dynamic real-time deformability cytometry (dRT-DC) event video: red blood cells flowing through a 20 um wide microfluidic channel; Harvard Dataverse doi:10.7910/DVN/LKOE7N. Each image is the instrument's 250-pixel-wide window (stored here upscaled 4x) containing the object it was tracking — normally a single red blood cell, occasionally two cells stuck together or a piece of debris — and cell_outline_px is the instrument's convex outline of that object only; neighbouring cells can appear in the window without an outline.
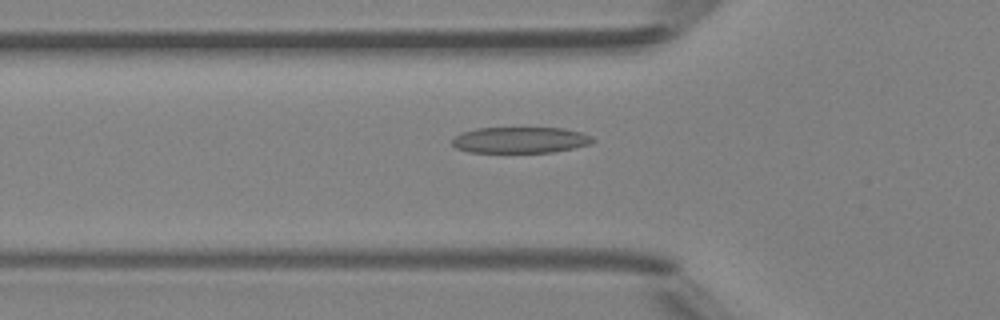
{"species": "Egyptian fruit bat (a non-hibernating species)", "species_latin": "Rousettus aegyptiacus", "temperature_condition": "room temperature", "stored_images_in_passage": 49, "camera_frame_rate_fps": 3000, "um_per_image_px": 0.085, "animal": {"sex": "female"}, "frame": {"image": 1, "passage_image": 17, "time_ms": 5.333, "image_size_px": [1000, 320], "cell_outline_px": [[596, 140], [592, 144], [552, 152], [468, 152], [456, 148], [452, 144], [452, 140], [460, 132], [476, 128], [564, 128], [580, 132], [592, 136]], "centroid_in_image_um": [44.23, 11.9], "position_along_channel_um": 81.6, "area_um2": 21.44}}
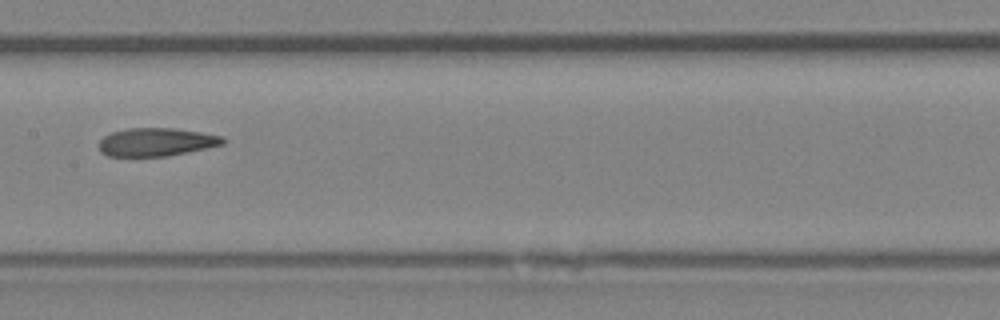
{"frame": {"image": 2, "passage_image": 25, "time_ms": 8.0, "image_size_px": [1000, 320], "cell_outline_px": [[228, 140], [224, 144], [208, 148], [168, 156], [108, 156], [100, 152], [96, 144], [104, 136], [112, 132], [128, 128], [172, 128], [200, 132], [224, 136]], "centroid_in_image_um": [13.29, 12.07], "position_along_channel_um": 194.1, "area_um2": 20.63}}
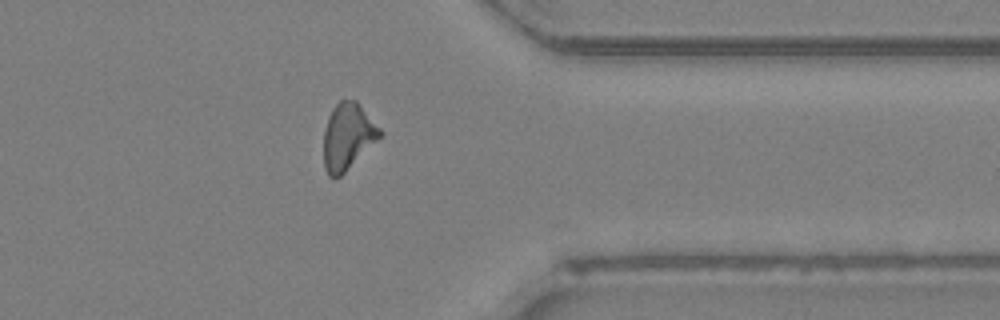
{"frame": {"image": 3, "passage_image": 39, "time_ms": 12.667, "image_size_px": [1000, 320], "cell_outline_px": [[384, 136], [340, 176], [328, 176], [324, 168], [324, 128], [328, 116], [332, 108], [340, 100], [356, 100], [384, 132]], "centroid_in_image_um": [29.59, 11.59], "position_along_channel_um": 381.8, "area_um2": 22.02}, "authors_computed_cell_mechanics": {"area_um2": 21.4438, "velocity_mm_per_s": 4.2267, "shape_relaxation_time_tau1_ms": 8.6678, "shape_relaxation_time_tau2_ms": 3.6203, "deformation_change_tau1": 0.2368, "deformation_change_tau2": 0.1422}}